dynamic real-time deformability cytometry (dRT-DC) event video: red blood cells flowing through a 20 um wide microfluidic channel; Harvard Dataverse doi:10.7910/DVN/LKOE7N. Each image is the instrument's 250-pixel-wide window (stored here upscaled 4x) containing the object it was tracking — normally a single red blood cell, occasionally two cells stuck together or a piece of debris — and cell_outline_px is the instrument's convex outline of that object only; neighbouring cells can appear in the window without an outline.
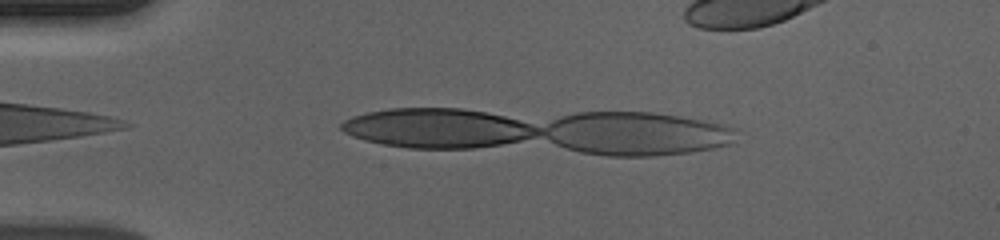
{"species": "human", "species_latin": "Homo sapiens", "temperature_condition": "cold", "stored_images_in_passage": 25, "camera_frame_rate_fps": 3000, "um_per_image_px": 0.085, "donor": {"sex": "male"}, "frame": {"image": 1, "passage_image": 5, "time_ms": 1.333, "image_size_px": [1000, 240], "cell_outline_px": [[536, 132], [512, 140], [492, 144], [448, 148], [436, 148], [392, 144], [376, 140], [364, 116], [380, 112], [408, 108], [444, 108], [480, 112], [512, 120], [524, 124]], "centroid_in_image_um": [37.68, 10.87], "position_along_channel_um": 47.3, "area_um2": 36.65}}
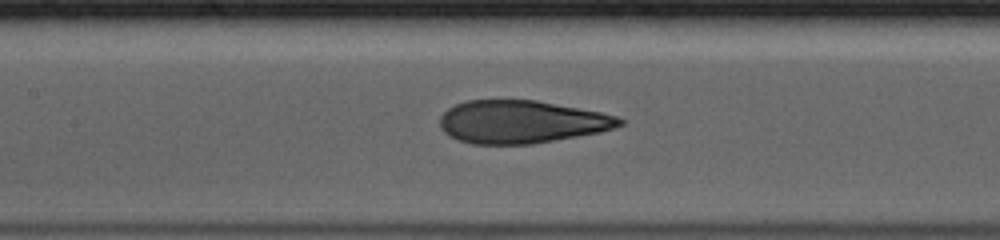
{"frame": {"image": 2, "passage_image": 16, "time_ms": 5.0, "image_size_px": [1000, 240], "cell_outline_px": [[620, 120], [616, 124], [604, 128], [588, 132], [540, 140], [468, 140], [456, 136], [448, 128], [448, 112], [464, 104], [480, 100], [524, 100], [592, 112], [608, 116]], "centroid_in_image_um": [44.35, 10.27], "position_along_channel_um": 163.0, "area_um2": 37.51}}
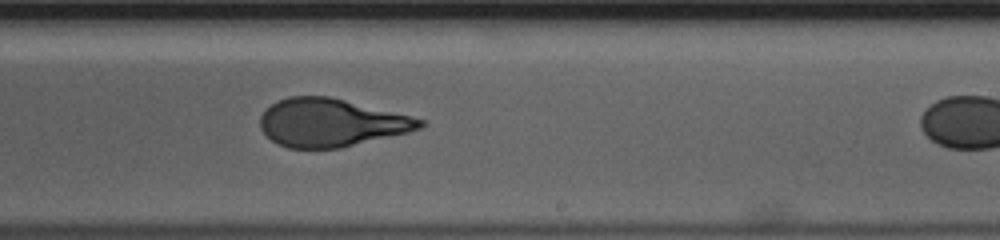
{"frame": {"image": 3, "passage_image": 24, "time_ms": 7.667, "image_size_px": [1000, 240], "cell_outline_px": [[420, 124], [412, 128], [400, 132], [328, 148], [300, 148], [284, 144], [276, 140], [264, 128], [264, 116], [268, 108], [284, 100], [308, 96], [312, 96], [336, 100], [404, 116], [420, 120]], "centroid_in_image_um": [28.03, 10.43], "position_along_channel_um": 261.0, "area_um2": 39.3}}